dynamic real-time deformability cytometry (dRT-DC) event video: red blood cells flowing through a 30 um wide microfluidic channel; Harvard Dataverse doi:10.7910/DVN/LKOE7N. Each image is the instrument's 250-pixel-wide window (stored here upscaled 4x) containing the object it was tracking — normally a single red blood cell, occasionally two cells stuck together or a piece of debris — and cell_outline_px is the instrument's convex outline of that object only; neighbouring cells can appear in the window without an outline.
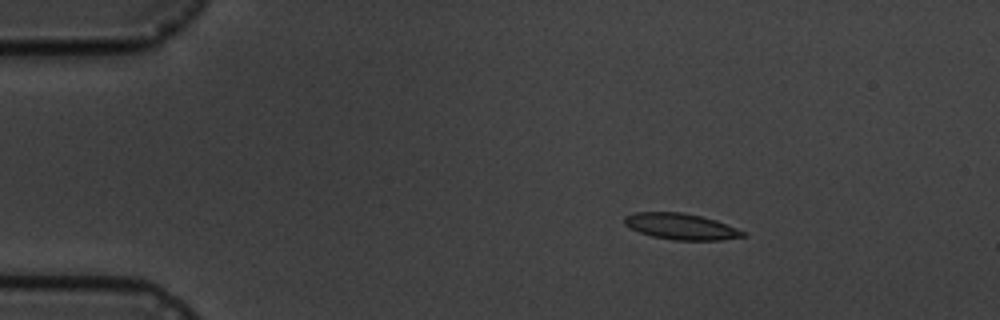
{"species": "common noctule bat (a hibernating species)", "species_latin": "Nyctalus noctula", "temperature_condition": "cold", "stored_images_in_passage": 13, "camera_frame_rate_fps": 3000, "um_per_image_px": 0.085, "animal": {"sex": "male", "body_mass_g": 19.5, "forearm_length_mm": 54.6}, "frame": {"image": 1, "passage_image": 3, "time_ms": 2.333, "image_size_px": [1000, 320], "cell_outline_px": [[748, 236], [720, 240], [672, 240], [652, 236], [640, 232], [624, 224], [624, 216], [632, 212], [684, 212], [716, 220], [748, 232]], "centroid_in_image_um": [57.92, 19.25], "position_along_channel_um": 27.1, "area_um2": 18.21}}
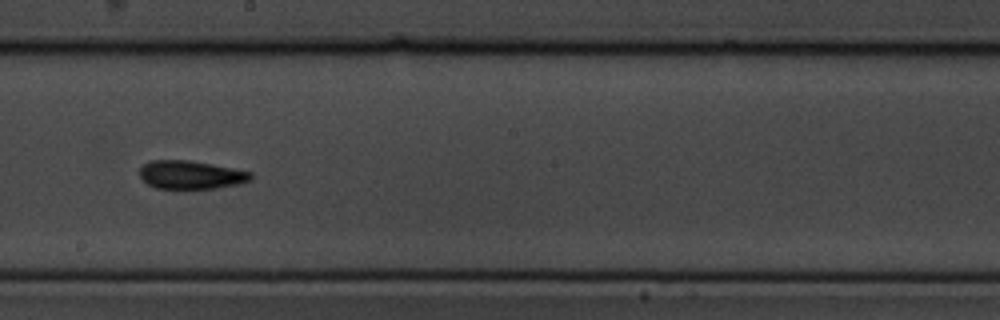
{"frame": {"image": 2, "passage_image": 9, "time_ms": 10.0, "image_size_px": [1000, 320], "cell_outline_px": [[252, 180], [240, 184], [216, 188], [156, 188], [148, 184], [140, 176], [140, 168], [148, 160], [188, 160], [212, 164], [252, 172]], "centroid_in_image_um": [16.24, 14.85], "position_along_channel_um": 232.0, "area_um2": 18.32}}
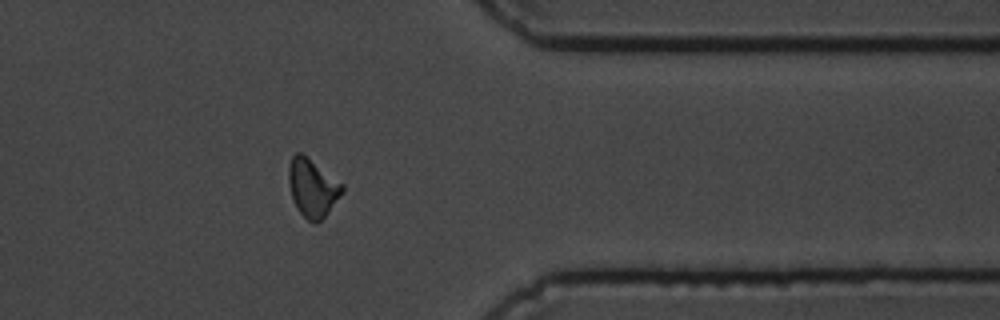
{"frame": {"image": 3, "passage_image": 13, "time_ms": 14.667, "image_size_px": [1000, 320], "cell_outline_px": [[344, 192], [328, 212], [316, 224], [308, 220], [296, 208], [292, 200], [288, 180], [288, 168], [292, 156], [296, 152], [300, 152], [344, 184]], "centroid_in_image_um": [26.56, 15.97], "position_along_channel_um": 384.8, "area_um2": 18.09}}